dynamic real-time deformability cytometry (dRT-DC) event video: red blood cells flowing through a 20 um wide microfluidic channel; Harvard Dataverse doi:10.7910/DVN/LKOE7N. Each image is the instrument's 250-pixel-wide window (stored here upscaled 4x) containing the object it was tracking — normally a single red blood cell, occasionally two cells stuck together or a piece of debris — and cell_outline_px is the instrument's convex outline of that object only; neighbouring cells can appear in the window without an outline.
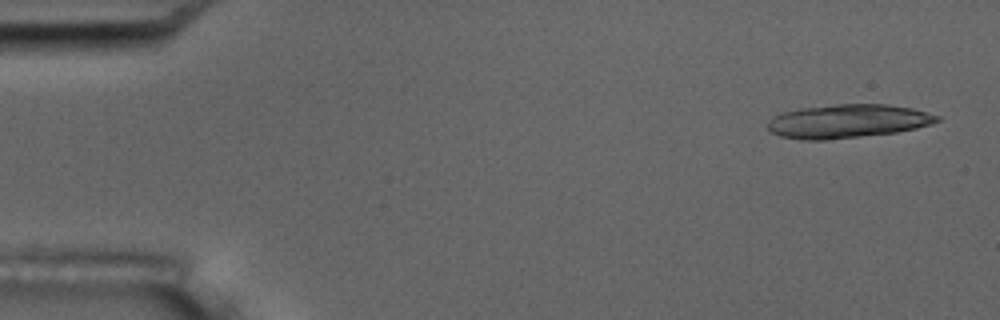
{"species": "common noctule bat (a hibernating species)", "species_latin": "Nyctalus noctula", "temperature_condition": "room temperature", "stored_images_in_passage": 7, "camera_frame_rate_fps": 3000, "um_per_image_px": 0.085, "animal": {"sex": "male", "body_mass_g": 17.5, "forearm_length_mm": 52.3}, "frame": {"image": 1, "passage_image": 1, "time_ms": 0.0, "image_size_px": [1000, 320], "cell_outline_px": [[940, 120], [932, 124], [916, 128], [896, 132], [828, 140], [800, 140], [780, 136], [772, 132], [768, 128], [768, 120], [784, 112], [800, 108], [836, 104], [888, 104], [912, 108], [940, 116]], "centroid_in_image_um": [72.06, 10.3], "position_along_channel_um": 12.9, "area_um2": 33.18}}